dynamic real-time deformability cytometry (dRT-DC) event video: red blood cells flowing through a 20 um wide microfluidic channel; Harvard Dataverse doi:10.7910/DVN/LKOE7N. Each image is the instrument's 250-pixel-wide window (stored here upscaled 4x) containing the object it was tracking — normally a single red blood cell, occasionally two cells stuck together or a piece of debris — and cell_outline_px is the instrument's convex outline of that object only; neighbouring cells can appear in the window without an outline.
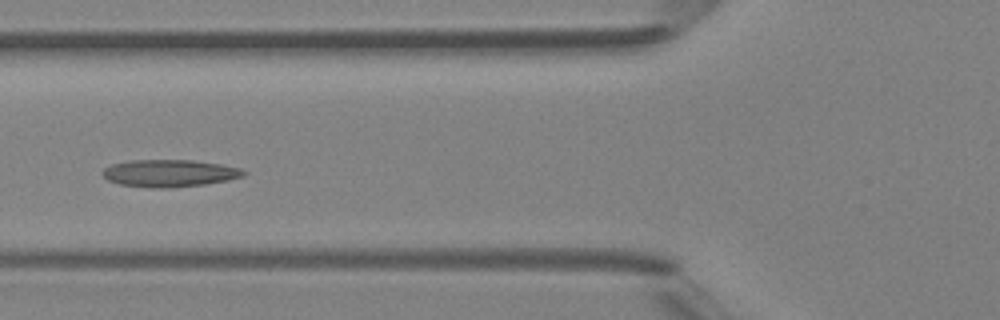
{"species": "Egyptian fruit bat (a non-hibernating species)", "species_latin": "Rousettus aegyptiacus", "temperature_condition": "room temperature", "stored_images_in_passage": 5, "camera_frame_rate_fps": 3000, "um_per_image_px": 0.085, "animal": {"sex": "female"}, "frame": {"image": 1, "passage_image": 5, "time_ms": 4.333, "image_size_px": [1000, 320], "cell_outline_px": [[248, 172], [244, 176], [228, 180], [204, 184], [172, 188], [152, 188], [120, 184], [108, 180], [100, 172], [104, 168], [112, 164], [132, 160], [192, 160], [220, 164], [240, 168]], "centroid_in_image_um": [14.41, 14.72], "position_along_channel_um": 111.4, "area_um2": 22.43}}